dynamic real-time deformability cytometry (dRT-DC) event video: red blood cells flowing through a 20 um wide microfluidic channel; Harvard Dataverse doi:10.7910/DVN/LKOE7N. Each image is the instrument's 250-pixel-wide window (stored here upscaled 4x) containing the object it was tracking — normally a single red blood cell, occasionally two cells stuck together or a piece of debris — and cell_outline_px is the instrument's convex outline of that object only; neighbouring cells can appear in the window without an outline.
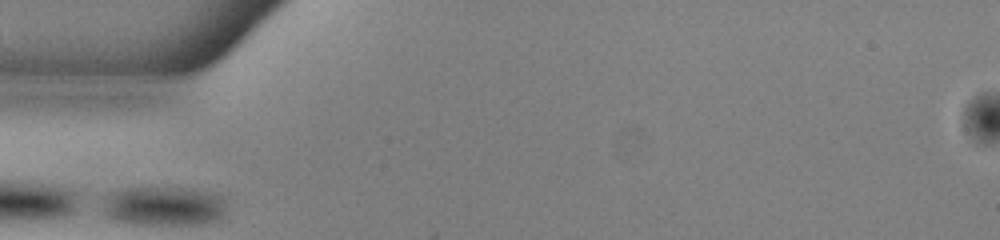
{"species": "common noctule bat (a hibernating species)", "species_latin": "Nyctalus noctula", "temperature_condition": "warm", "stored_images_in_passage": 25, "camera_frame_rate_fps": 3000, "um_per_image_px": 0.085, "animal": {"sex": "male", "body_mass_g": 13.0, "forearm_length_mm": 53.1}, "frame": {"image": 1, "passage_image": 1, "time_ms": 0.0, "image_size_px": [1000, 240], "cell_outline_px": [[224, 216], [220, 220], [208, 224], [124, 224], [112, 220], [100, 208], [104, 196], [108, 192], [128, 188], [180, 188], [204, 192], [220, 196], [224, 200]], "centroid_in_image_um": [13.83, 17.55], "position_along_channel_um": 71.2, "area_um2": 28.67}}
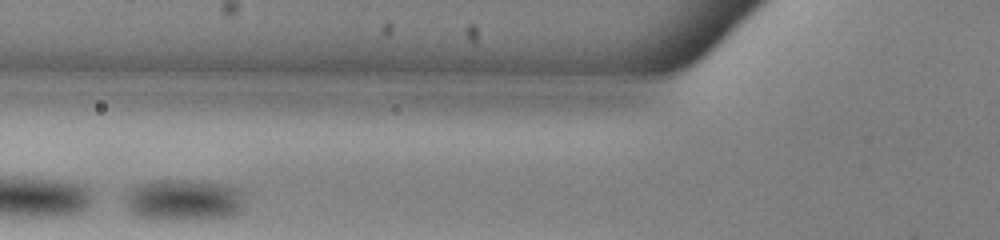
{"frame": {"image": 2, "passage_image": 4, "time_ms": 1.0, "image_size_px": [1000, 240], "cell_outline_px": [[240, 212], [232, 216], [184, 220], [168, 220], [136, 216], [128, 208], [128, 196], [132, 188], [136, 184], [152, 180], [196, 180], [220, 184], [236, 188], [240, 192]], "centroid_in_image_um": [15.59, 17.0], "position_along_channel_um": 110.2, "area_um2": 28.32}}